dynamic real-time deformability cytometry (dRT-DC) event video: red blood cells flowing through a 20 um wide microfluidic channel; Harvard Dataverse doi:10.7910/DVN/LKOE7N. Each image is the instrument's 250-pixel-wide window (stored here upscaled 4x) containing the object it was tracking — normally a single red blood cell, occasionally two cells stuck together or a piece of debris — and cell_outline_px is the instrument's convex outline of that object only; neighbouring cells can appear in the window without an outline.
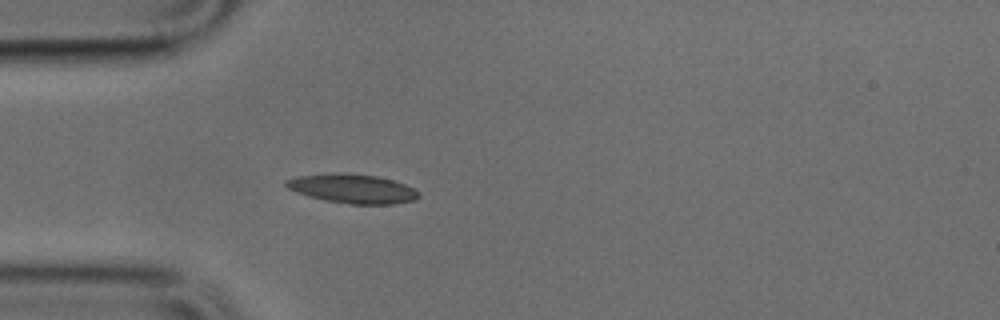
{"species": "common noctule bat (a hibernating species)", "species_latin": "Nyctalus noctula", "temperature_condition": "cold", "stored_images_in_passage": 7, "camera_frame_rate_fps": 3000, "um_per_image_px": 0.085, "animal": {"sex": "male", "body_mass_g": 17.9, "forearm_length_mm": 54.2}, "frame": {"image": 1, "passage_image": 1, "time_ms": 0.0, "image_size_px": [1000, 320], "cell_outline_px": [[420, 196], [416, 200], [392, 204], [352, 204], [324, 200], [308, 196], [288, 188], [284, 184], [284, 180], [296, 176], [344, 172], [376, 176], [392, 180], [404, 184], [420, 192]], "centroid_in_image_um": [29.96, 16.03], "position_along_channel_um": 55.0, "area_um2": 22.48}}